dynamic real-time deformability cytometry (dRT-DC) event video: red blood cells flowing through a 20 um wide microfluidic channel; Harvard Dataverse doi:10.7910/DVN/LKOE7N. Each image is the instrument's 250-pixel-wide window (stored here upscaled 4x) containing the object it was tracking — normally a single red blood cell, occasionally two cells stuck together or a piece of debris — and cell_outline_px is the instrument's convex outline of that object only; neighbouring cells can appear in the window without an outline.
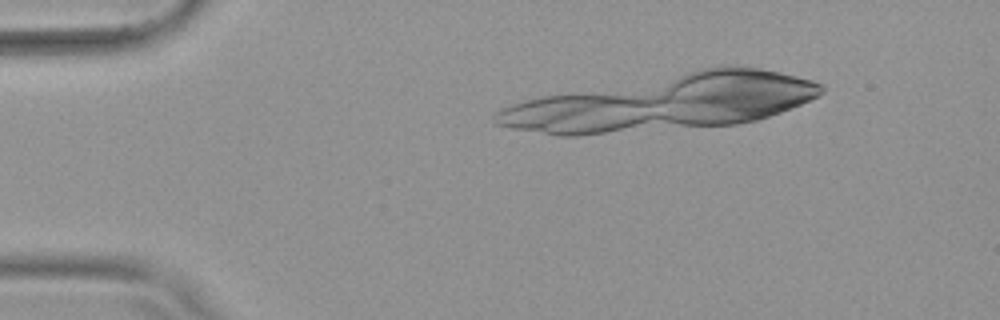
{"species": "common noctule bat (a hibernating species)", "species_latin": "Nyctalus noctula", "temperature_condition": "warm", "stored_images_in_passage": 28, "camera_frame_rate_fps": 3000, "um_per_image_px": 0.085, "animal": {"sex": "female", "body_mass_g": 19.9}, "frame": {"image": 1, "passage_image": 1, "time_ms": 0.0, "image_size_px": [1000, 320], "cell_outline_px": [[812, 84], [808, 96], [804, 100], [784, 108], [760, 116], [752, 116], [716, 72], [764, 72], [784, 76], [800, 80]], "centroid_in_image_um": [65.06, 7.71], "position_along_channel_um": 19.9, "area_um2": 19.25}}
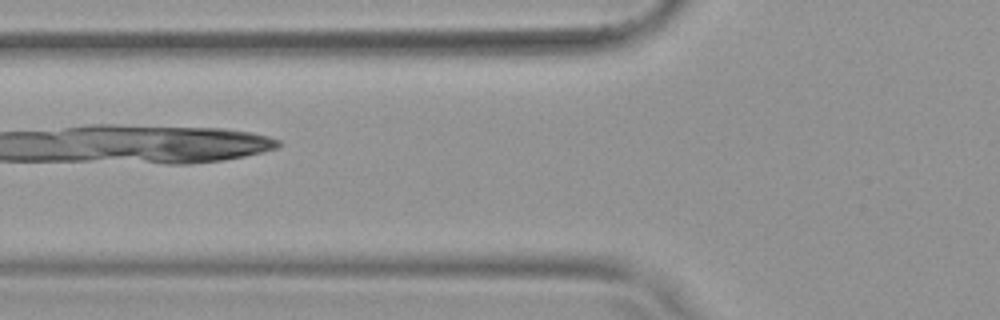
{"frame": {"image": 2, "passage_image": 15, "time_ms": 4.667, "image_size_px": [1000, 320], "cell_outline_px": [[256, 144], [248, 152], [232, 156], [200, 160], [184, 160], [180, 132], [224, 132], [248, 136]], "centroid_in_image_um": [18.18, 12.33], "position_along_channel_um": 107.6, "area_um2": 12.31}}
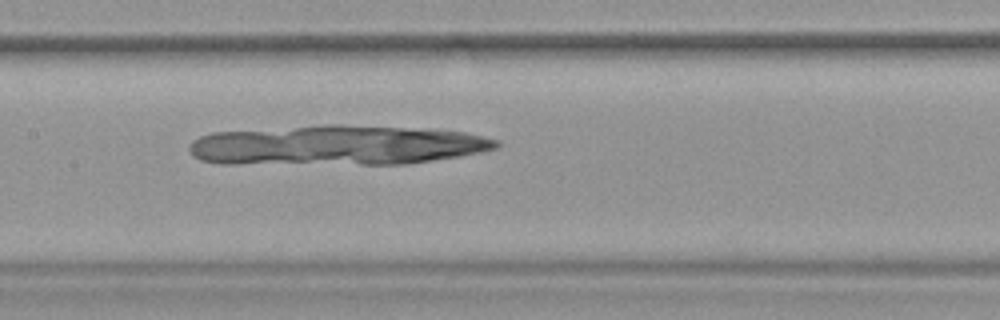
{"frame": {"image": 3, "passage_image": 20, "time_ms": 6.333, "image_size_px": [1000, 320], "cell_outline_px": [[488, 144], [476, 148], [460, 152], [416, 160], [396, 160], [400, 132], [420, 132]], "centroid_in_image_um": [36.59, 12.4], "position_along_channel_um": 170.8, "area_um2": 11.62}}